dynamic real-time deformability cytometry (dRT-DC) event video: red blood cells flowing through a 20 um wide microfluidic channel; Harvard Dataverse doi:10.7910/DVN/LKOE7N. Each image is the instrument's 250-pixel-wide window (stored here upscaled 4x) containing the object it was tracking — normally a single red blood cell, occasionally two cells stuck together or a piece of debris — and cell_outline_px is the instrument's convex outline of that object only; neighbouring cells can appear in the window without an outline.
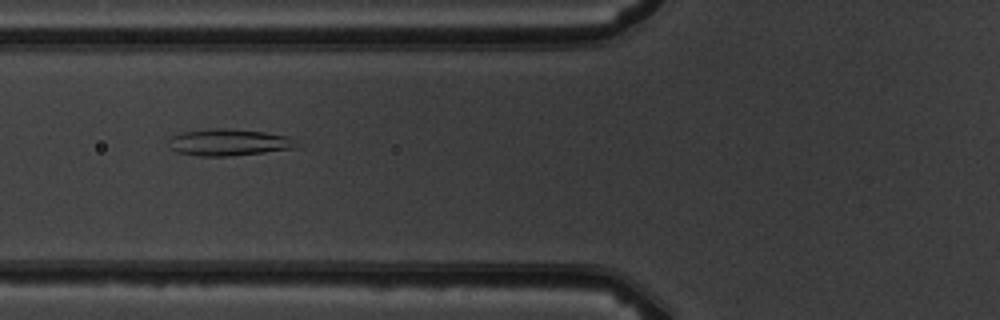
{"species": "common noctule bat (a hibernating species)", "species_latin": "Nyctalus noctula", "temperature_condition": "warm", "stored_images_in_passage": 10, "camera_frame_rate_fps": 3000, "um_per_image_px": 0.085, "animal": {"sex": "male", "body_mass_g": 19.5, "forearm_length_mm": 54.6}, "frame": {"image": 1, "passage_image": 6, "time_ms": 6.0, "image_size_px": [1000, 320], "cell_outline_px": [[304, 144], [300, 148], [264, 152], [224, 156], [200, 156], [176, 152], [168, 148], [172, 136], [184, 132], [216, 128], [224, 128], [264, 132], [288, 136]], "centroid_in_image_um": [19.54, 12.11], "position_along_channel_um": 106.3, "area_um2": 20.0}}
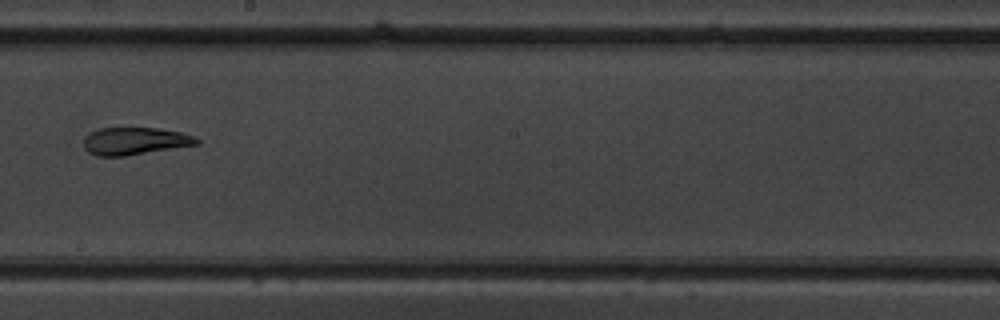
{"frame": {"image": 2, "passage_image": 9, "time_ms": 9.333, "image_size_px": [1000, 320], "cell_outline_px": [[200, 144], [124, 156], [96, 156], [88, 152], [84, 148], [84, 136], [100, 128], [160, 128], [180, 132], [196, 136], [200, 140]], "centroid_in_image_um": [11.48, 11.99], "position_along_channel_um": 236.7, "area_um2": 18.15}}
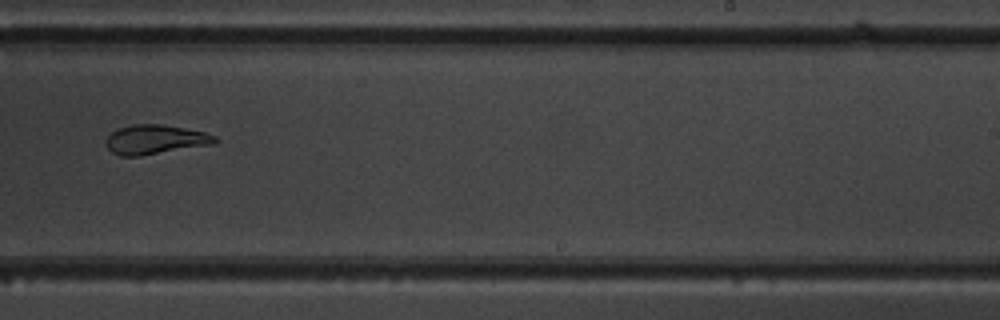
{"frame": {"image": 3, "passage_image": 10, "time_ms": 10.333, "image_size_px": [1000, 320], "cell_outline_px": [[220, 140], [216, 144], [140, 156], [120, 156], [112, 152], [104, 144], [104, 140], [112, 132], [120, 128], [132, 124], [164, 124], [204, 132], [216, 136]], "centroid_in_image_um": [13.21, 11.86], "position_along_channel_um": 275.8, "area_um2": 18.9}}